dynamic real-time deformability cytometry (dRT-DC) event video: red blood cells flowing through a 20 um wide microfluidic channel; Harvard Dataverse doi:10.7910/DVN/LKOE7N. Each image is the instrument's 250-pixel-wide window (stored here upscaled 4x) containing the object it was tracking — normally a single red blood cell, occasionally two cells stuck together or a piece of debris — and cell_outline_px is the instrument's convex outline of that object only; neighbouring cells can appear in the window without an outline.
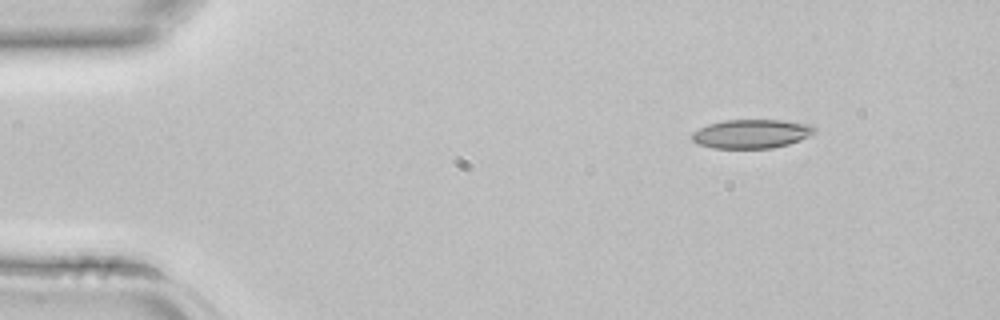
{"species": "common noctule bat (a hibernating species)", "species_latin": "Nyctalus noctula", "temperature_condition": "room temperature", "stored_images_in_passage": 2, "camera_frame_rate_fps": 3000, "um_per_image_px": 0.085, "animal": {"sex": "female", "body_mass_g": 22.7, "forearm_length_mm": 54.2}, "frame": {"image": 1, "passage_image": 1, "time_ms": 0.0, "image_size_px": [1000, 320], "cell_outline_px": [[816, 132], [800, 140], [788, 144], [772, 148], [712, 148], [696, 144], [688, 136], [692, 132], [708, 124], [724, 120], [784, 120], [812, 124], [816, 128]], "centroid_in_image_um": [63.85, 11.37], "position_along_channel_um": 21.1, "area_um2": 20.92}}
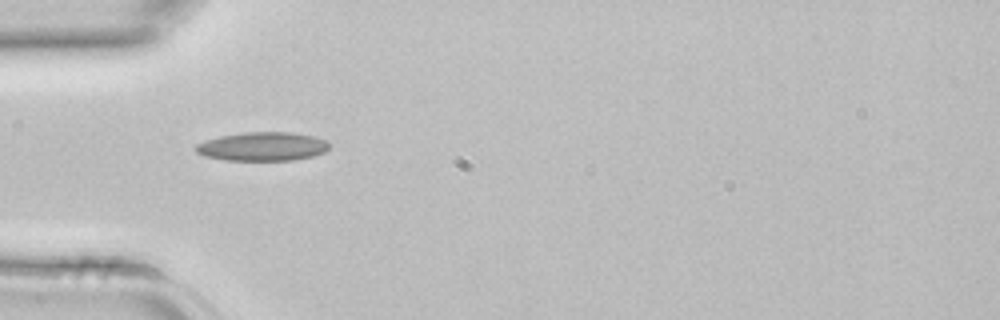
{"frame": {"image": 2, "passage_image": 2, "time_ms": 0.333, "image_size_px": [1000, 320], "cell_outline_px": [[328, 148], [324, 152], [312, 156], [292, 160], [224, 160], [204, 156], [196, 152], [196, 144], [220, 136], [244, 132], [292, 132], [316, 136], [328, 140]], "centroid_in_image_um": [22.34, 12.44], "position_along_channel_um": 62.7, "area_um2": 22.37}}